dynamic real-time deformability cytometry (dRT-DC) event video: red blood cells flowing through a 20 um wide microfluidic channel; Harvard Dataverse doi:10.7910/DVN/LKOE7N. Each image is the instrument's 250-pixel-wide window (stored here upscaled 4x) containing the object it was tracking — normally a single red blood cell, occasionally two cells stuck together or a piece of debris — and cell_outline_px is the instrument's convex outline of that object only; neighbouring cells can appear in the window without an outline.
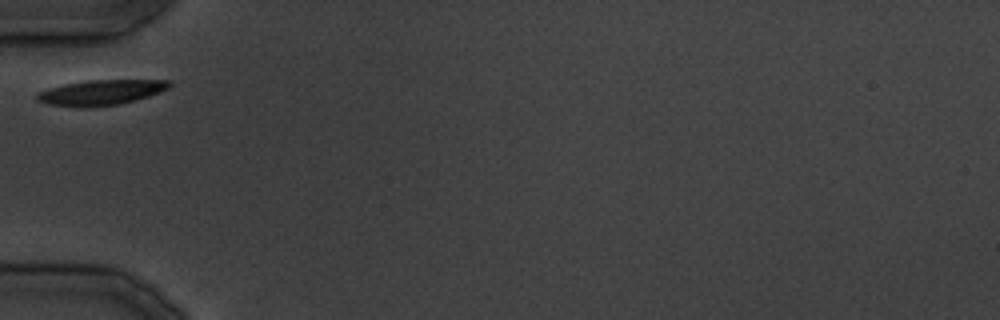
{"species": "common noctule bat (a hibernating species)", "species_latin": "Nyctalus noctula", "temperature_condition": "cold", "stored_images_in_passage": 10, "camera_frame_rate_fps": 3000, "um_per_image_px": 0.085, "animal": {"sex": "male", "body_mass_g": 19.5, "forearm_length_mm": 54.6}, "frame": {"image": 1, "passage_image": 1, "time_ms": 0.0, "image_size_px": [1000, 320], "cell_outline_px": [[172, 84], [168, 88], [160, 92], [136, 100], [120, 104], [88, 108], [84, 108], [48, 104], [36, 100], [36, 92], [48, 88], [64, 84], [88, 80], [172, 80]], "centroid_in_image_um": [8.56, 7.86], "position_along_channel_um": 76.4, "area_um2": 19.65}}
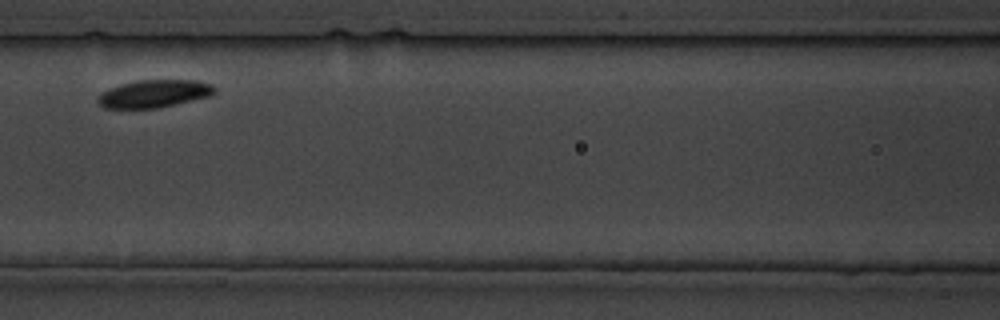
{"frame": {"image": 2, "passage_image": 6, "time_ms": 5.667, "image_size_px": [1000, 320], "cell_outline_px": [[216, 92], [208, 96], [192, 100], [156, 108], [104, 108], [96, 100], [96, 96], [120, 84], [136, 80], [196, 80], [212, 84], [216, 88]], "centroid_in_image_um": [13.1, 7.95], "position_along_channel_um": 153.5, "area_um2": 18.67}}
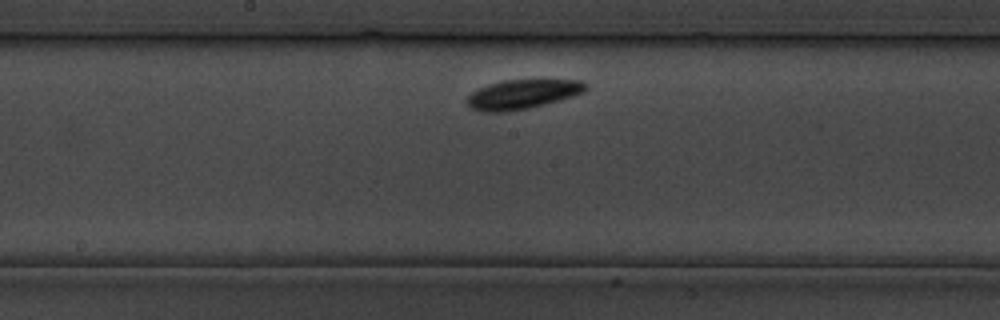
{"frame": {"image": 3, "passage_image": 9, "time_ms": 9.333, "image_size_px": [1000, 320], "cell_outline_px": [[588, 88], [584, 92], [560, 100], [528, 108], [508, 112], [484, 112], [472, 108], [468, 104], [468, 96], [476, 88], [488, 84], [504, 80], [584, 80], [588, 84]], "centroid_in_image_um": [44.43, 8.0], "position_along_channel_um": 203.8, "area_um2": 20.35}}